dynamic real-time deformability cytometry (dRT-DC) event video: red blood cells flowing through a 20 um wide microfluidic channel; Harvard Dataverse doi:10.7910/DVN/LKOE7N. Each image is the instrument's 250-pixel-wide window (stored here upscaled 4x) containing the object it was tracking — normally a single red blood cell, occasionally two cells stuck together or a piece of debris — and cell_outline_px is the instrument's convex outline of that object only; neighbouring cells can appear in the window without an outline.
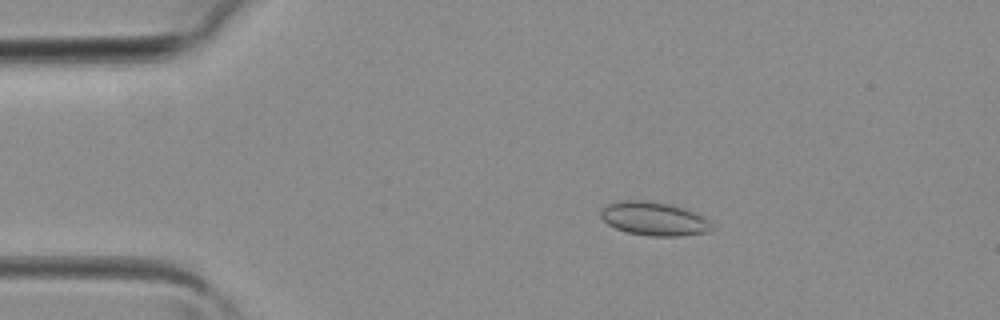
{"species": "common noctule bat (a hibernating species)", "species_latin": "Nyctalus noctula", "temperature_condition": "room temperature", "stored_images_in_passage": 33, "camera_frame_rate_fps": 3000, "um_per_image_px": 0.085, "animal": {"sex": "female", "body_mass_g": 19.3, "forearm_length_mm": 54.1}, "frame": {"image": 1, "passage_image": 1, "time_ms": 0.0, "image_size_px": [1000, 320], "cell_outline_px": [[712, 228], [708, 232], [680, 236], [648, 236], [628, 232], [616, 228], [608, 224], [600, 216], [600, 212], [608, 204], [616, 200], [644, 200], [676, 204], [704, 216], [712, 220]], "centroid_in_image_um": [55.64, 18.58], "position_along_channel_um": 29.4, "area_um2": 22.14}}
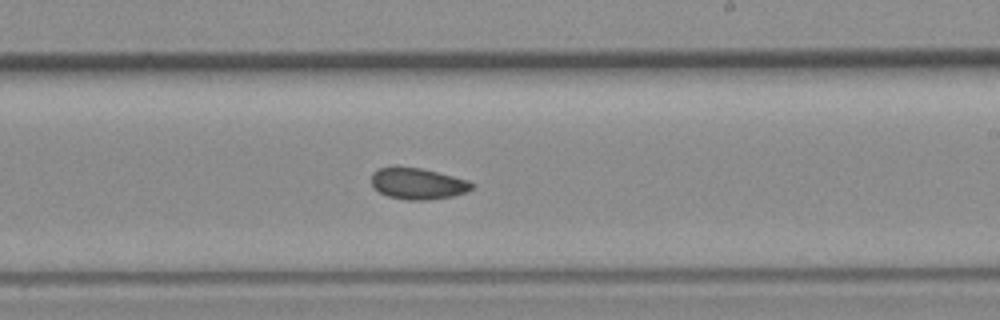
{"frame": {"image": 2, "passage_image": 17, "time_ms": 5.333, "image_size_px": [1000, 320], "cell_outline_px": [[476, 184], [468, 192], [452, 196], [428, 200], [408, 200], [388, 196], [380, 192], [372, 184], [372, 172], [380, 168], [420, 168], [468, 180]], "centroid_in_image_um": [35.56, 15.63], "position_along_channel_um": 253.4, "area_um2": 17.98}}
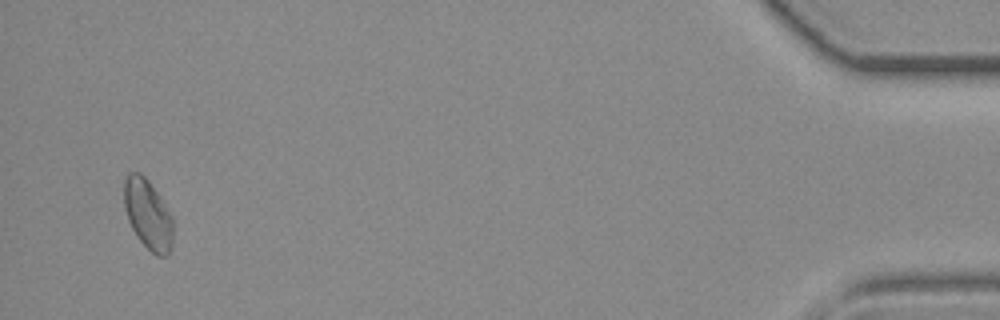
{"frame": {"image": 3, "passage_image": 32, "time_ms": 10.333, "image_size_px": [1000, 320], "cell_outline_px": [[172, 248], [168, 256], [156, 256], [136, 236], [128, 220], [124, 208], [124, 176], [128, 172], [140, 172], [148, 180], [172, 216]], "centroid_in_image_um": [12.55, 18.22], "position_along_channel_um": 422.6, "area_um2": 19.94}}